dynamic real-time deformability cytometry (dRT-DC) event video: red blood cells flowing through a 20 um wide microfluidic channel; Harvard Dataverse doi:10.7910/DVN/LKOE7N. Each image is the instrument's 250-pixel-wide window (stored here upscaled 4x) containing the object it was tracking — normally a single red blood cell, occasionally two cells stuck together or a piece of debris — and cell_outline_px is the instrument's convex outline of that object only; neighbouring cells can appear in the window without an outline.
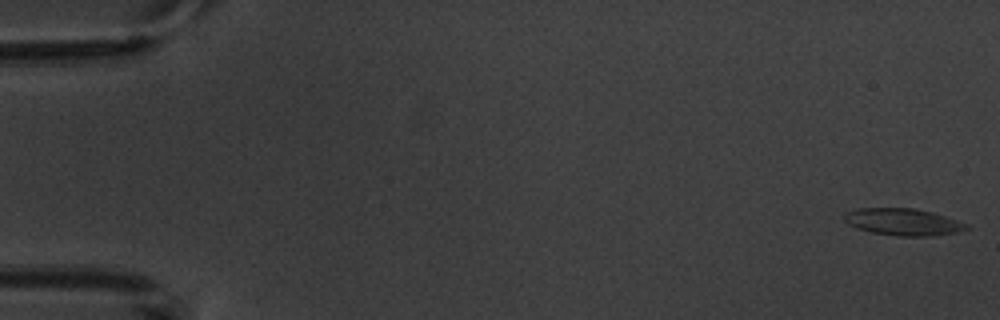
{"species": "common noctule bat (a hibernating species)", "species_latin": "Nyctalus noctula", "temperature_condition": "warm", "stored_images_in_passage": 5, "camera_frame_rate_fps": 3000, "um_per_image_px": 0.085, "animal": {"sex": "male", "body_mass_g": 20.1, "forearm_length_mm": 53.5}, "frame": {"image": 1, "passage_image": 1, "time_ms": 0.0, "image_size_px": [1000, 320], "cell_outline_px": [[968, 228], [956, 232], [936, 236], [896, 236], [872, 232], [856, 228], [848, 224], [844, 220], [844, 212], [856, 208], [916, 208], [932, 212], [968, 224]], "centroid_in_image_um": [76.72, 18.86], "position_along_channel_um": 8.3, "area_um2": 19.25}}
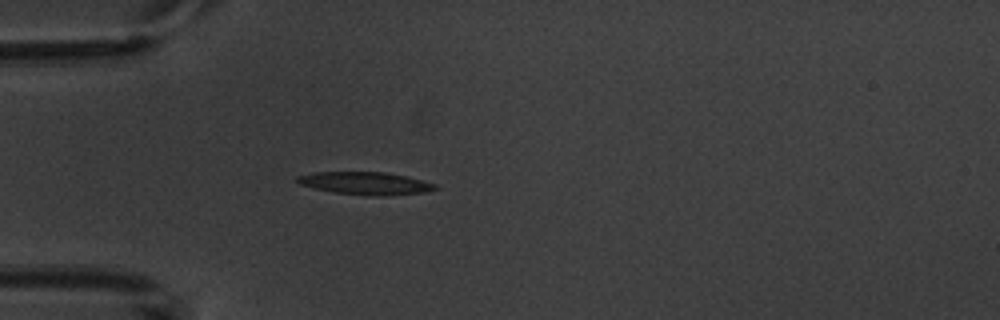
{"frame": {"image": 2, "passage_image": 5, "time_ms": 5.0, "image_size_px": [1000, 320], "cell_outline_px": [[440, 188], [424, 192], [380, 196], [368, 196], [336, 192], [316, 188], [300, 184], [296, 180], [296, 176], [312, 172], [384, 172], [404, 176], [436, 184]], "centroid_in_image_um": [31.05, 15.57], "position_along_channel_um": 53.9, "area_um2": 17.98}}